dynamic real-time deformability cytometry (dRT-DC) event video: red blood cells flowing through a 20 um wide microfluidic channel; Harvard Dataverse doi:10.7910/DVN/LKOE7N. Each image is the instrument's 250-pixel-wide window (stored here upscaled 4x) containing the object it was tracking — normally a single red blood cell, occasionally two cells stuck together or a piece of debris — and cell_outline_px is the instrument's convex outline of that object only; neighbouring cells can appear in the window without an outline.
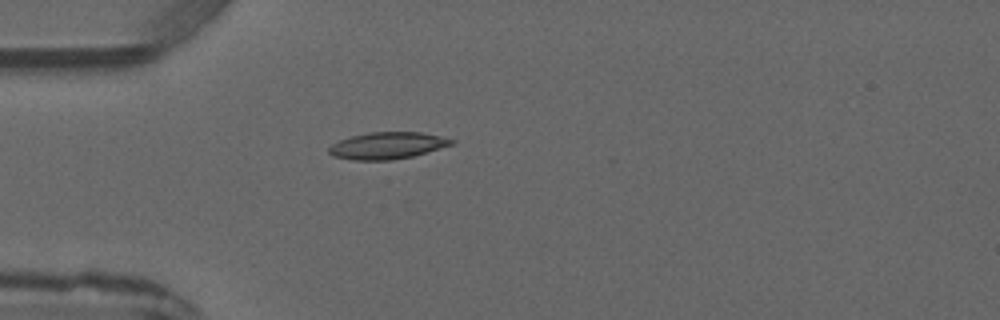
{"species": "common noctule bat (a hibernating species)", "species_latin": "Nyctalus noctula", "temperature_condition": "warm", "stored_images_in_passage": 4, "camera_frame_rate_fps": 3000, "um_per_image_px": 0.085, "animal": {"sex": "male", "forearm_length_mm": 52.5}, "frame": {"image": 1, "passage_image": 4, "time_ms": 3.667, "image_size_px": [1000, 320], "cell_outline_px": [[456, 144], [412, 156], [392, 160], [352, 160], [332, 156], [328, 152], [328, 148], [332, 144], [340, 140], [352, 136], [372, 132], [420, 132], [440, 136], [456, 140]], "centroid_in_image_um": [32.94, 12.38], "position_along_channel_um": 52.1, "area_um2": 19.19}}